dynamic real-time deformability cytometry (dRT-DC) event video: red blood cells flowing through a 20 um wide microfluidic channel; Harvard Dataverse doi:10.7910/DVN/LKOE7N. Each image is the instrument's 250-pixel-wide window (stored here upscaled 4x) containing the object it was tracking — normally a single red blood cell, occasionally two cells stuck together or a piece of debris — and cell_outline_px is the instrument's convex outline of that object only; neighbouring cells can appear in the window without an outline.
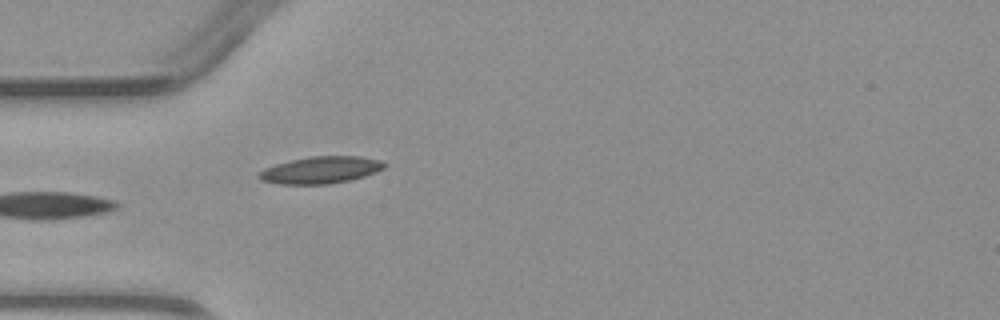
{"species": "common noctule bat (a hibernating species)", "species_latin": "Nyctalus noctula", "temperature_condition": "warm", "stored_images_in_passage": 5, "camera_frame_rate_fps": 3000, "um_per_image_px": 0.085, "animal": {"sex": "male", "body_mass_g": 23.1, "forearm_length_mm": 52.7}, "frame": {"image": 1, "passage_image": 5, "time_ms": 5.667, "image_size_px": [1000, 320], "cell_outline_px": [[388, 164], [384, 168], [376, 172], [364, 176], [348, 180], [328, 184], [280, 184], [260, 180], [256, 176], [264, 168], [276, 164], [292, 160], [312, 156], [360, 156], [380, 160]], "centroid_in_image_um": [27.26, 14.45], "position_along_channel_um": 57.7, "area_um2": 19.65}}